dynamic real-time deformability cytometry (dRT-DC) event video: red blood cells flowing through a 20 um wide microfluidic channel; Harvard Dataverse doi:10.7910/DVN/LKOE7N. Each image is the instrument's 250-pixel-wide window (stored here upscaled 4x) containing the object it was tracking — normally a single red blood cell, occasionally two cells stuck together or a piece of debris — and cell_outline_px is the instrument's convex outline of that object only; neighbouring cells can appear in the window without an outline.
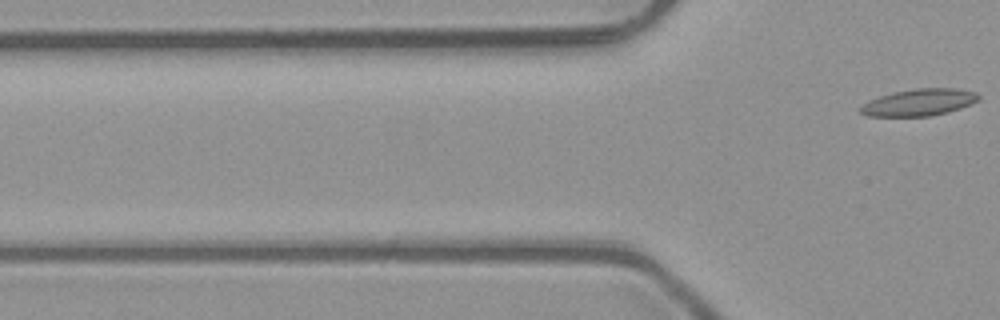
{"species": "common noctule bat (a hibernating species)", "species_latin": "Nyctalus noctula", "temperature_condition": "room temperature", "stored_images_in_passage": 7, "camera_frame_rate_fps": 3000, "um_per_image_px": 0.085, "animal": {"sex": "male", "body_mass_g": 23.1, "forearm_length_mm": 52.7}, "frame": {"image": 1, "passage_image": 7, "time_ms": 2.0, "image_size_px": [1000, 320], "cell_outline_px": [[980, 100], [972, 104], [948, 112], [932, 116], [868, 116], [860, 112], [860, 108], [868, 100], [892, 92], [916, 88], [956, 88], [976, 92], [980, 96]], "centroid_in_image_um": [78.16, 8.69], "position_along_channel_um": 47.6, "area_um2": 18.61}}